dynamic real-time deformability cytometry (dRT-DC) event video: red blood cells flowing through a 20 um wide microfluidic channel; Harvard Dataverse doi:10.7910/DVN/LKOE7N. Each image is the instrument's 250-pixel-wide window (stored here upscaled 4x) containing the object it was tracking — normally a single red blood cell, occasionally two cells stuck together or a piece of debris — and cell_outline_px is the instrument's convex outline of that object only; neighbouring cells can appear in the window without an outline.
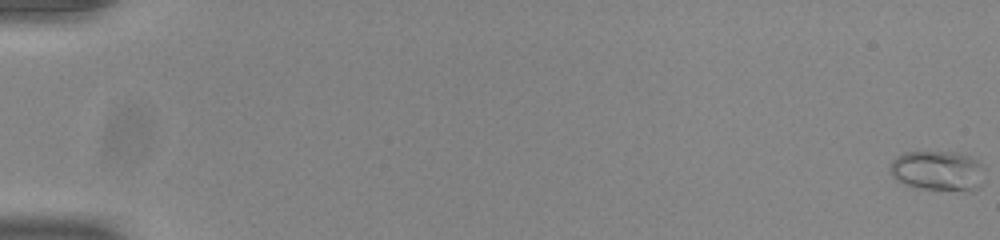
{"species": "common noctule bat (a hibernating species)", "species_latin": "Nyctalus noctula", "temperature_condition": "room temperature", "stored_images_in_passage": 55, "camera_frame_rate_fps": 3000, "um_per_image_px": 0.085, "animal": {"sex": "male", "body_mass_g": 20.0, "forearm_length_mm": 53.3}, "frame": {"image": 1, "passage_image": 1, "time_ms": 0.0, "image_size_px": [1000, 240], "cell_outline_px": [[984, 184], [980, 188], [972, 192], [968, 192], [920, 188], [904, 184], [896, 180], [892, 176], [892, 160], [896, 156], [904, 152], [956, 152], [972, 156], [984, 168]], "centroid_in_image_um": [79.8, 14.54], "position_along_channel_um": 5.2, "area_um2": 22.54}}
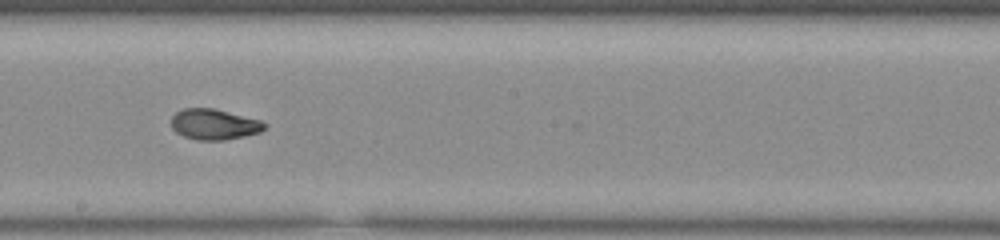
{"frame": {"image": 2, "passage_image": 33, "time_ms": 10.667, "image_size_px": [1000, 240], "cell_outline_px": [[268, 124], [260, 132], [244, 136], [224, 140], [196, 140], [184, 136], [176, 132], [172, 128], [172, 116], [176, 112], [184, 108], [216, 108], [260, 120]], "centroid_in_image_um": [18.21, 10.56], "position_along_channel_um": 230.0, "area_um2": 16.7}}
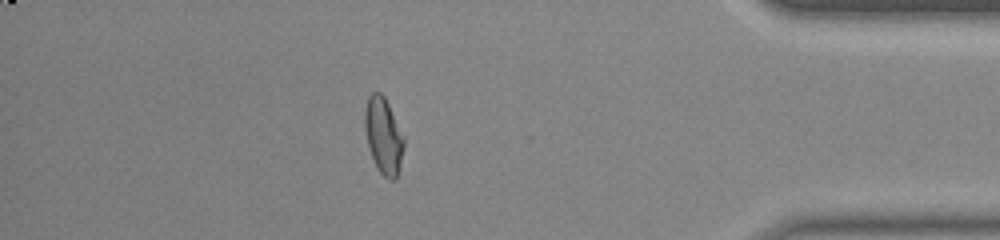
{"frame": {"image": 3, "passage_image": 49, "time_ms": 16.0, "image_size_px": [1000, 240], "cell_outline_px": [[404, 148], [400, 168], [396, 180], [388, 180], [376, 168], [368, 144], [364, 128], [364, 112], [368, 96], [372, 92], [380, 92], [384, 96], [404, 136]], "centroid_in_image_um": [32.6, 11.56], "position_along_channel_um": 402.6, "area_um2": 17.51}, "authors_computed_cell_mechanics": {"area_um2": 17.1088, "velocity_mm_per_s": 3.8752, "shape_relaxation_time_tau1_ms": 8.7633, "shape_relaxation_time_tau2_ms": 1.251, "deformation_change_tau1": 0.2098, "deformation_change_tau2": 0.058}}